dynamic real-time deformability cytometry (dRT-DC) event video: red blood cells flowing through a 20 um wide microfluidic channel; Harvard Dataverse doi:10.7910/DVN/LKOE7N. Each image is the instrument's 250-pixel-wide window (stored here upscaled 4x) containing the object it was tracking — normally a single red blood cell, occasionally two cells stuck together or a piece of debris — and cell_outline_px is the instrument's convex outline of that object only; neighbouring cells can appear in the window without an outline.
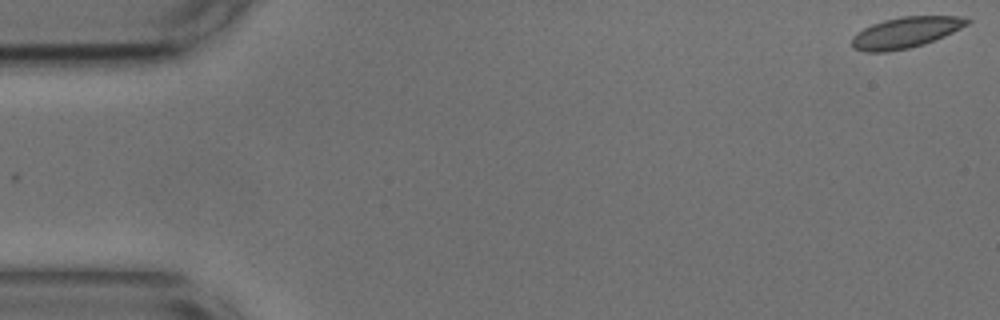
{"species": "common noctule bat (a hibernating species)", "species_latin": "Nyctalus noctula", "temperature_condition": "cold", "stored_images_in_passage": 55, "camera_frame_rate_fps": 3000, "um_per_image_px": 0.085, "animal": {"sex": "male", "body_mass_g": 17.9, "forearm_length_mm": 54.2}, "frame": {"image": 1, "passage_image": 1, "time_ms": 0.0, "image_size_px": [1000, 320], "cell_outline_px": [[972, 20], [968, 24], [944, 36], [924, 44], [908, 48], [888, 52], [864, 52], [852, 48], [852, 36], [856, 32], [872, 24], [884, 20], [900, 16], [960, 16]], "centroid_in_image_um": [76.94, 2.76], "position_along_channel_um": 8.1, "area_um2": 20.81}}
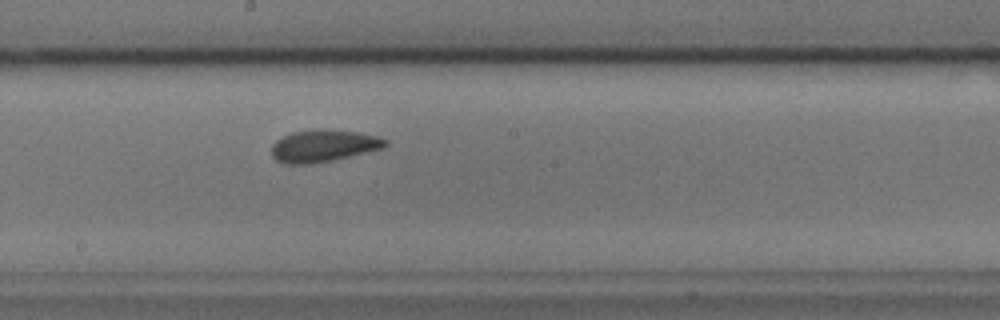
{"frame": {"image": 2, "passage_image": 29, "time_ms": 9.333, "image_size_px": [1000, 320], "cell_outline_px": [[388, 144], [384, 148], [332, 160], [312, 164], [284, 164], [276, 160], [272, 156], [272, 144], [276, 140], [292, 132], [360, 132], [376, 136], [388, 140]], "centroid_in_image_um": [27.49, 12.45], "position_along_channel_um": 220.7, "area_um2": 20.46}}
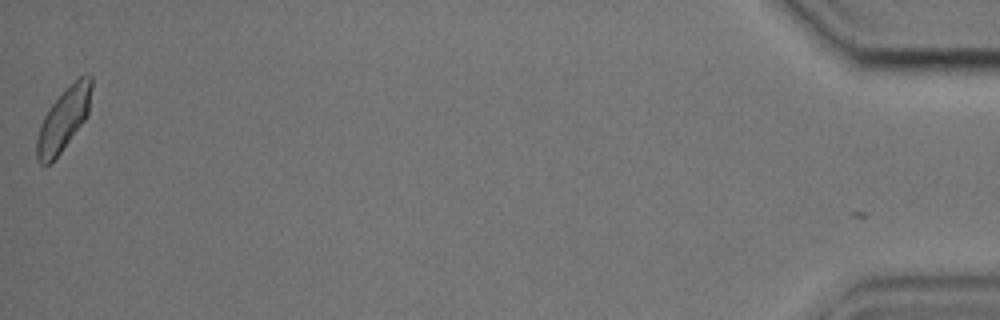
{"frame": {"image": 3, "passage_image": 54, "time_ms": 17.667, "image_size_px": [1000, 320], "cell_outline_px": [[92, 88], [88, 116], [60, 152], [48, 164], [40, 164], [36, 160], [36, 140], [40, 124], [44, 116], [52, 104], [80, 76], [88, 72], [92, 76]], "centroid_in_image_um": [5.42, 10.14], "position_along_channel_um": 429.8, "area_um2": 19.65}, "authors_computed_cell_mechanics": {"area_um2": 20.7502, "velocity_mm_per_s": 3.6691, "shape_relaxation_time_tau1_ms": 3.3711, "shape_relaxation_time_tau2_ms": 1.3296, "deformation_change_tau1": 0.081, "deformation_change_tau2": 0.0555}}